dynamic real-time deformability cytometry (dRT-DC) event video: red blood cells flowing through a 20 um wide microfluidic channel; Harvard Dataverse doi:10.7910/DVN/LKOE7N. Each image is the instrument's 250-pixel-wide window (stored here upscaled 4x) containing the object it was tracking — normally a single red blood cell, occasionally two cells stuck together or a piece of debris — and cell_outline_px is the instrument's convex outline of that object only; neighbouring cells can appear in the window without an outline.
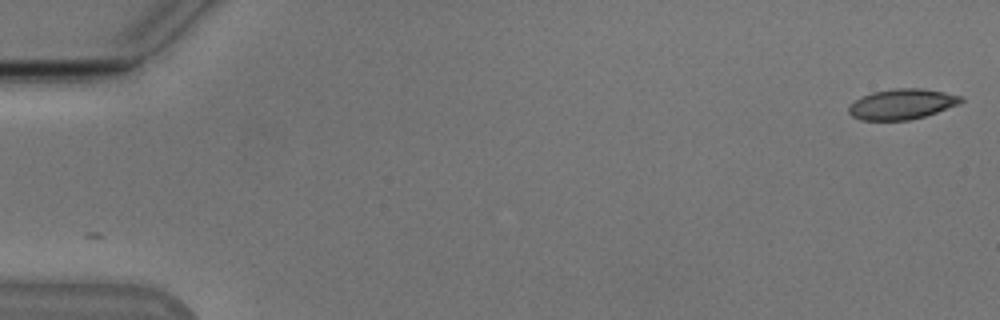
{"species": "Egyptian fruit bat (a non-hibernating species)", "species_latin": "Rousettus aegyptiacus", "temperature_condition": "cold", "stored_images_in_passage": 51, "camera_frame_rate_fps": 3000, "um_per_image_px": 0.085, "animal": {"sex": "male"}, "frame": {"image": 1, "passage_image": 1, "time_ms": 0.0, "image_size_px": [1000, 320], "cell_outline_px": [[964, 100], [960, 104], [924, 116], [908, 120], [860, 120], [852, 116], [848, 112], [848, 108], [856, 100], [872, 92], [892, 88], [924, 88], [964, 96]], "centroid_in_image_um": [76.7, 8.84], "position_along_channel_um": 8.3, "area_um2": 19.88}}
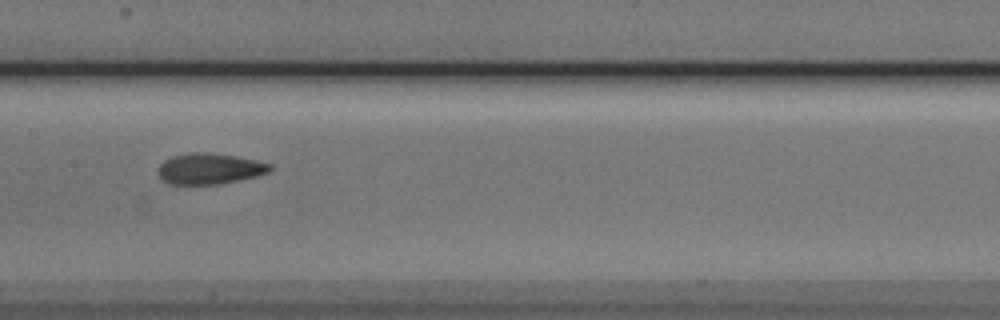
{"frame": {"image": 2, "passage_image": 27, "time_ms": 8.667, "image_size_px": [1000, 320], "cell_outline_px": [[272, 168], [268, 172], [256, 176], [220, 184], [168, 184], [160, 176], [160, 164], [164, 160], [172, 156], [188, 152], [212, 152], [236, 156], [256, 160], [272, 164]], "centroid_in_image_um": [17.83, 14.32], "position_along_channel_um": 189.6, "area_um2": 20.11}}
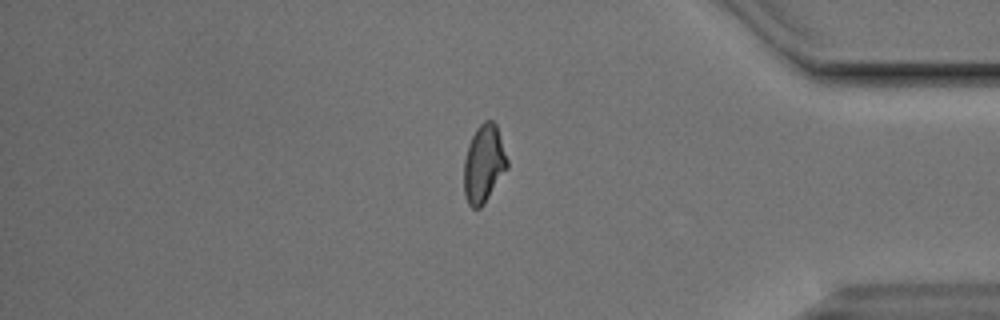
{"frame": {"image": 3, "passage_image": 45, "time_ms": 14.667, "image_size_px": [1000, 320], "cell_outline_px": [[508, 168], [484, 204], [480, 208], [472, 208], [468, 204], [464, 192], [464, 160], [468, 144], [476, 128], [484, 120], [492, 120], [496, 124], [508, 160]], "centroid_in_image_um": [41.12, 13.92], "position_along_channel_um": 394.1, "area_um2": 19.71}, "authors_computed_cell_mechanics": {"area_um2": 20.0566, "velocity_mm_per_s": 3.8343, "shape_relaxation_time_tau1_ms": 4.6044, "shape_relaxation_time_tau2_ms": 2.1898, "deformation_change_tau1": 0.1201, "deformation_change_tau2": 0.0612}}